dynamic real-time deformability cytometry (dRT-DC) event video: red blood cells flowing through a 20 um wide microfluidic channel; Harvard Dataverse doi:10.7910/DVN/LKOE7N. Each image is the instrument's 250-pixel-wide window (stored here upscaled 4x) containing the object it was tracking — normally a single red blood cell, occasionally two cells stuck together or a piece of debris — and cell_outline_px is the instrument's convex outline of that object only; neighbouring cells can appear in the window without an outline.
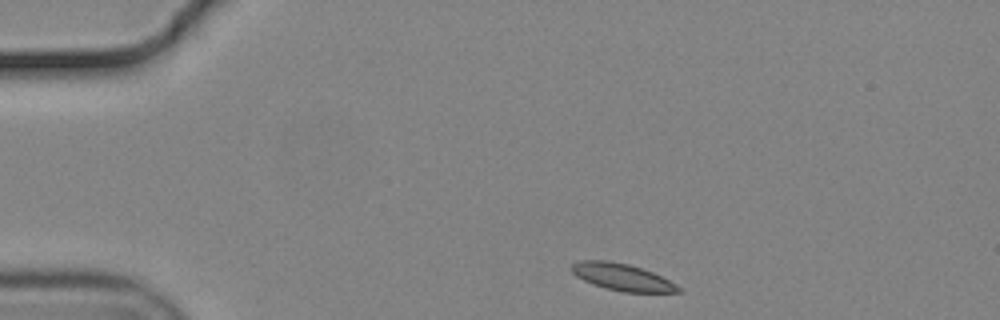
{"species": "common noctule bat (a hibernating species)", "species_latin": "Nyctalus noctula", "temperature_condition": "cold", "stored_images_in_passage": 41, "camera_frame_rate_fps": 3000, "um_per_image_px": 0.085, "animal": {"sex": "male", "body_mass_g": 19.2, "forearm_length_mm": 51.8}, "frame": {"image": 1, "passage_image": 1, "time_ms": 0.0, "image_size_px": [1000, 320], "cell_outline_px": [[684, 292], [624, 292], [604, 288], [592, 284], [576, 276], [568, 268], [572, 264], [580, 260], [608, 260], [628, 264], [652, 272], [676, 284]], "centroid_in_image_um": [52.83, 23.55], "position_along_channel_um": 32.2, "area_um2": 16.76}}
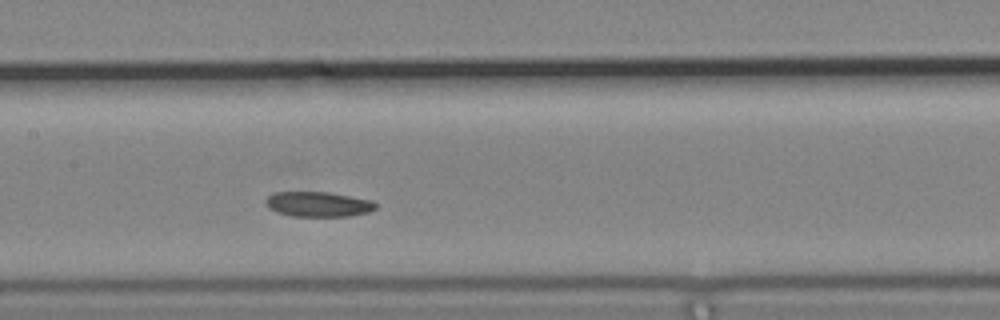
{"frame": {"image": 2, "passage_image": 18, "time_ms": 5.667, "image_size_px": [1000, 320], "cell_outline_px": [[376, 208], [368, 212], [348, 216], [292, 216], [276, 212], [268, 208], [264, 204], [264, 200], [268, 196], [276, 192], [328, 192], [372, 200], [376, 204]], "centroid_in_image_um": [27.01, 17.36], "position_along_channel_um": 180.4, "area_um2": 16.07}}
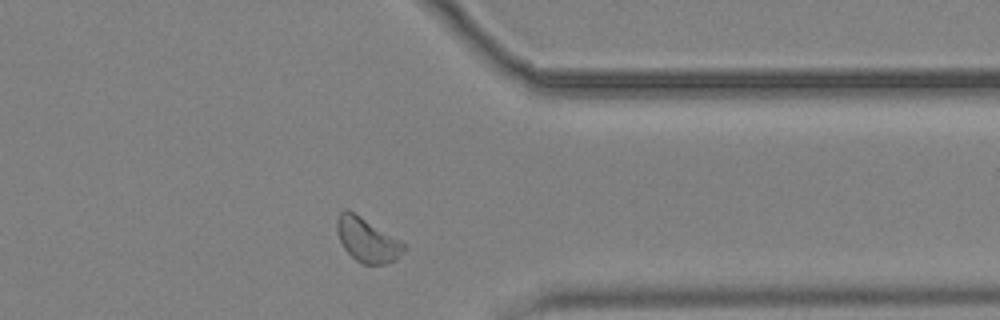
{"frame": {"image": 3, "passage_image": 35, "time_ms": 11.333, "image_size_px": [1000, 320], "cell_outline_px": [[408, 248], [396, 260], [388, 264], [364, 264], [356, 260], [344, 248], [340, 240], [336, 228], [336, 220], [340, 212], [344, 208], [348, 208], [408, 244]], "centroid_in_image_um": [31.25, 20.38], "position_along_channel_um": 380.1, "area_um2": 17.63}, "authors_computed_cell_mechanics": {"area_um2": 16.762, "velocity_mm_per_s": 3.6447, "shape_relaxation_time_tau1_ms": 6.8451, "shape_relaxation_time_tau2_ms": null, "deformation_change_tau1": 0.0976, "deformation_change_tau2": null}}